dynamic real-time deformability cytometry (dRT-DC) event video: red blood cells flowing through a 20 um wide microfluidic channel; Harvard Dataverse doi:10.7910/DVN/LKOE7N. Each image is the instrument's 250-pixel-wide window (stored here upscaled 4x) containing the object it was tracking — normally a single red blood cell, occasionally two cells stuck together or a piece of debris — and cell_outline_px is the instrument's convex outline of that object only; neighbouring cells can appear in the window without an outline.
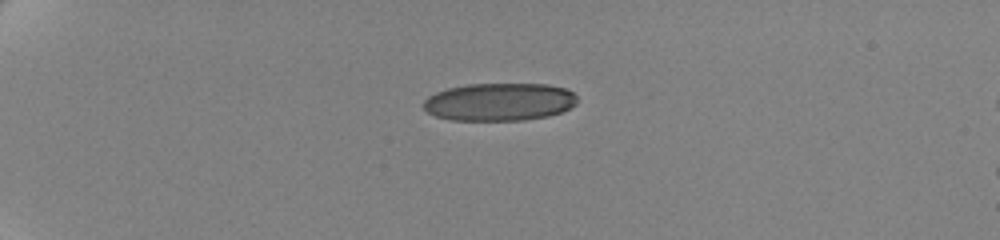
{"species": "human", "species_latin": "Homo sapiens", "temperature_condition": "cold", "stored_images_in_passage": 44, "camera_frame_rate_fps": 3000, "um_per_image_px": 0.085, "donor": {"sex": "female"}, "frame": {"image": 1, "passage_image": 1, "time_ms": 0.0, "image_size_px": [1000, 240], "cell_outline_px": [[576, 104], [560, 112], [548, 116], [524, 120], [448, 120], [436, 116], [428, 112], [424, 108], [424, 100], [428, 96], [436, 92], [448, 88], [468, 84], [548, 84], [564, 88], [572, 92], [576, 96]], "centroid_in_image_um": [42.43, 8.66], "position_along_channel_um": 42.6, "area_um2": 33.81}}
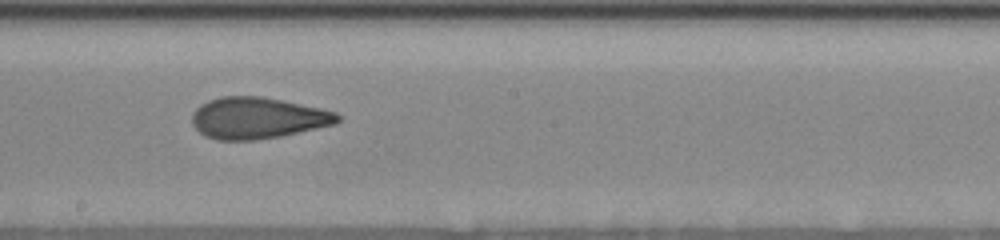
{"frame": {"image": 2, "passage_image": 22, "time_ms": 7.0, "image_size_px": [1000, 240], "cell_outline_px": [[340, 120], [336, 124], [280, 136], [252, 140], [216, 140], [204, 136], [192, 124], [192, 112], [200, 104], [208, 100], [220, 96], [260, 96], [320, 108], [336, 112], [340, 116]], "centroid_in_image_um": [21.86, 10.03], "position_along_channel_um": 226.3, "area_um2": 35.08}}
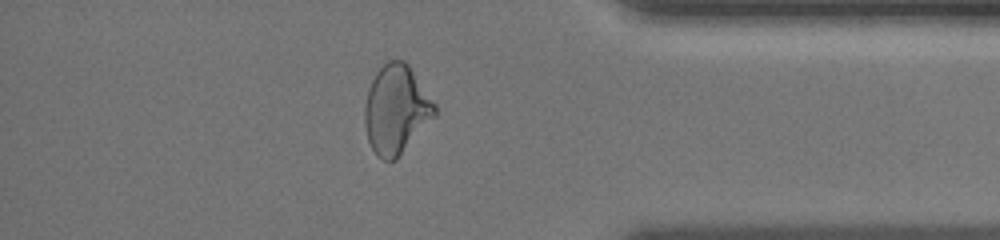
{"frame": {"image": 3, "passage_image": 38, "time_ms": 12.333, "image_size_px": [1000, 240], "cell_outline_px": [[436, 116], [396, 160], [384, 160], [376, 156], [368, 140], [364, 124], [364, 104], [368, 88], [376, 72], [388, 60], [404, 60], [408, 64], [436, 104]], "centroid_in_image_um": [33.67, 9.32], "position_along_channel_um": 401.5, "area_um2": 36.41}, "authors_computed_cell_mechanics": {"area_um2": 35.6337, "velocity_mm_per_s": 3.5086, "shape_relaxation_time_tau1_ms": 9.0801, "shape_relaxation_time_tau2_ms": 1.5875, "deformation_change_tau1": 0.2135, "deformation_change_tau2": 0.0859}}